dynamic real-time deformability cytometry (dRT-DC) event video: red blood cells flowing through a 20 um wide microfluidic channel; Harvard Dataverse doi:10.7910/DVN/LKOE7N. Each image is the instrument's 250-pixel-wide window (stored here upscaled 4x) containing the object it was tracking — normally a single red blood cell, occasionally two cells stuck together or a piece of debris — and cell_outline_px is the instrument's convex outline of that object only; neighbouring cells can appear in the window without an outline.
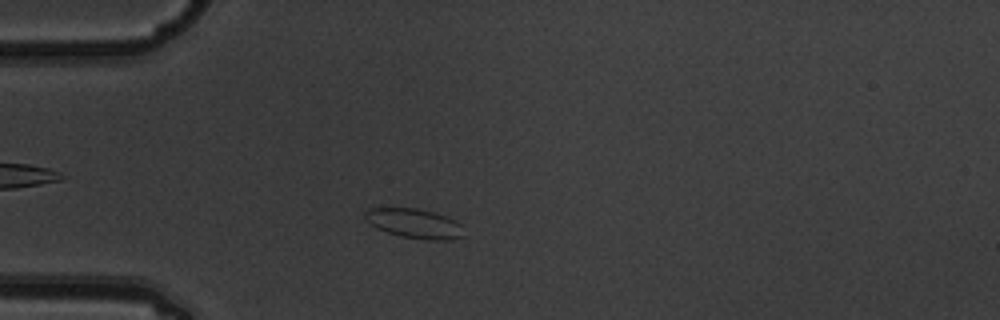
{"species": "common noctule bat (a hibernating species)", "species_latin": "Nyctalus noctula", "temperature_condition": "warm", "stored_images_in_passage": 6, "camera_frame_rate_fps": 3000, "um_per_image_px": 0.085, "animal": {"sex": "male", "body_mass_g": 19.5, "forearm_length_mm": 54.6}, "frame": {"image": 1, "passage_image": 5, "time_ms": 1.333, "image_size_px": [1000, 320], "cell_outline_px": [[464, 236], [452, 240], [424, 240], [400, 236], [376, 228], [364, 220], [364, 212], [368, 208], [416, 208], [436, 212], [456, 220], [460, 224]], "centroid_in_image_um": [35.22, 18.99], "position_along_channel_um": 49.8, "area_um2": 17.28}}